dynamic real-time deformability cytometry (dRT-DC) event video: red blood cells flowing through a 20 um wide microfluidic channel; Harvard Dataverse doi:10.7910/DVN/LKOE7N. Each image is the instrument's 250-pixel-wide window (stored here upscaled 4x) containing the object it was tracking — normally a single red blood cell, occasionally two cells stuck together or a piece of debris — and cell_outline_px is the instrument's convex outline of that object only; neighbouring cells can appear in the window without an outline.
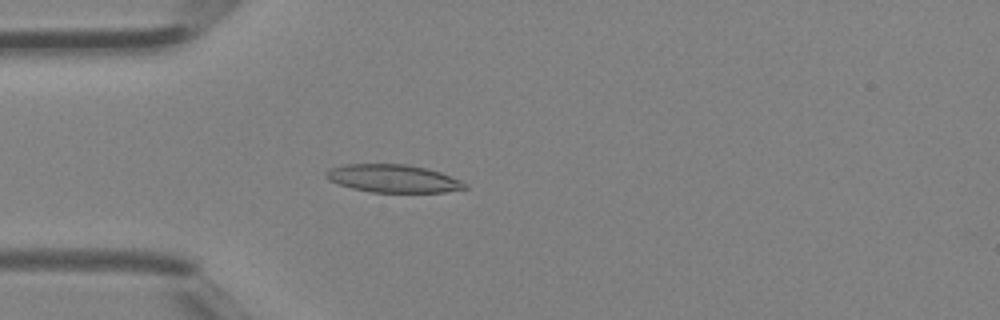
{"species": "Egyptian fruit bat (a non-hibernating species)", "species_latin": "Rousettus aegyptiacus", "temperature_condition": "room temperature", "stored_images_in_passage": 32, "camera_frame_rate_fps": 3000, "um_per_image_px": 0.085, "animal": {"sex": "female"}, "frame": {"image": 1, "passage_image": 3, "time_ms": 0.667, "image_size_px": [1000, 320], "cell_outline_px": [[468, 188], [444, 192], [372, 192], [352, 188], [328, 180], [324, 176], [324, 172], [332, 168], [344, 164], [404, 164], [428, 168], [440, 172], [460, 180], [468, 184]], "centroid_in_image_um": [33.42, 15.17], "position_along_channel_um": 51.6, "area_um2": 22.54}}
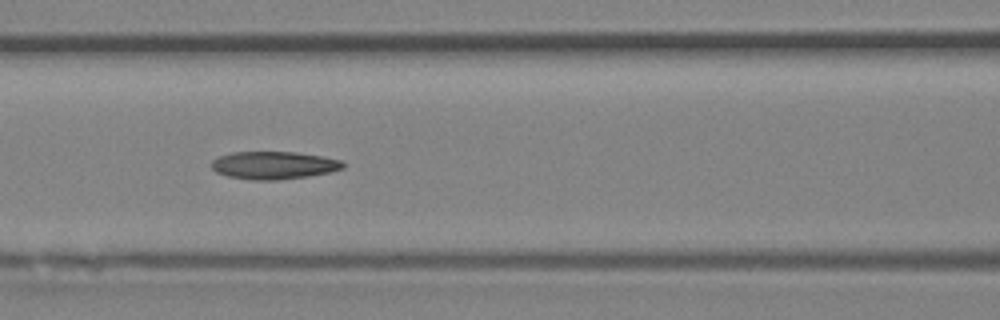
{"frame": {"image": 2, "passage_image": 9, "time_ms": 2.667, "image_size_px": [1000, 320], "cell_outline_px": [[344, 168], [328, 172], [308, 176], [276, 180], [256, 180], [228, 176], [216, 172], [212, 168], [212, 160], [220, 156], [232, 152], [296, 152], [324, 156], [340, 160], [344, 164]], "centroid_in_image_um": [23.27, 14.04], "position_along_channel_um": 143.3, "area_um2": 21.1}}
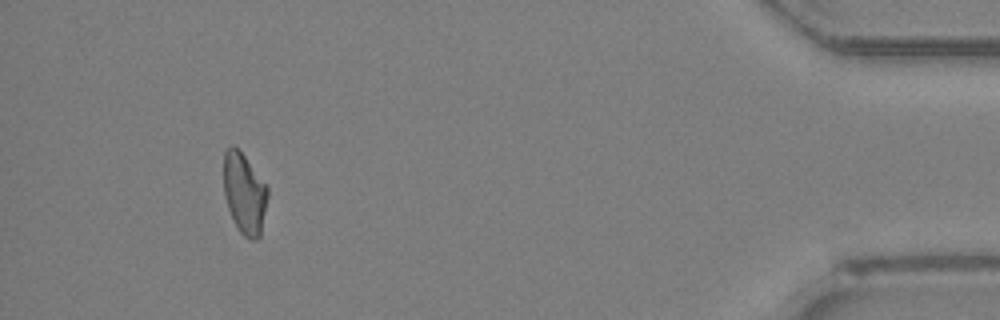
{"frame": {"image": 3, "passage_image": 29, "time_ms": 9.333, "image_size_px": [1000, 320], "cell_outline_px": [[268, 196], [260, 236], [256, 240], [252, 240], [244, 236], [240, 232], [228, 208], [224, 196], [224, 152], [232, 144], [244, 156], [268, 184]], "centroid_in_image_um": [20.79, 16.44], "position_along_channel_um": 414.4, "area_um2": 20.69}}